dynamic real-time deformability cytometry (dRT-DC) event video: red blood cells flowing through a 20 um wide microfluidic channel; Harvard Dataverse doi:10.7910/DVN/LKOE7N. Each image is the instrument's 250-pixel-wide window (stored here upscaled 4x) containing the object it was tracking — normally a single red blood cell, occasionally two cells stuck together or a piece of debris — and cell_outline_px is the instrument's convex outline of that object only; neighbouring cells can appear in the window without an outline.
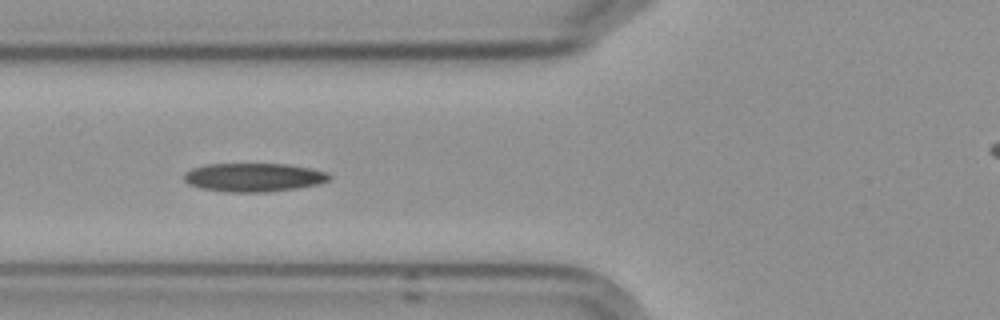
{"species": "Egyptian fruit bat (a non-hibernating species)", "species_latin": "Rousettus aegyptiacus", "temperature_condition": "cold", "stored_images_in_passage": 5, "camera_frame_rate_fps": 3000, "um_per_image_px": 0.085, "frame": {"image": 1, "passage_image": 2, "time_ms": 1.0, "image_size_px": [1000, 320], "cell_outline_px": [[332, 176], [328, 180], [320, 184], [296, 188], [268, 192], [224, 192], [200, 188], [188, 184], [184, 180], [184, 172], [192, 168], [204, 164], [288, 164], [308, 168], [324, 172]], "centroid_in_image_um": [21.51, 15.08], "position_along_channel_um": 104.3, "area_um2": 24.28}}
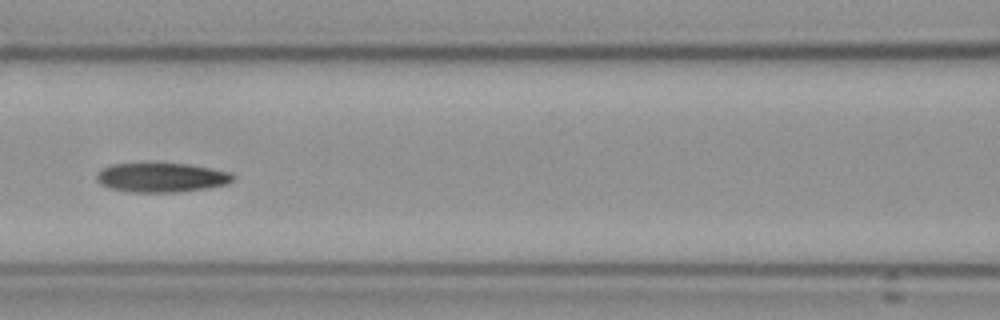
{"frame": {"image": 2, "passage_image": 3, "time_ms": 2.333, "image_size_px": [1000, 320], "cell_outline_px": [[236, 176], [228, 184], [208, 188], [180, 192], [128, 192], [108, 188], [100, 184], [96, 180], [96, 172], [112, 164], [188, 164], [232, 172]], "centroid_in_image_um": [13.73, 15.1], "position_along_channel_um": 152.9, "area_um2": 23.41}}